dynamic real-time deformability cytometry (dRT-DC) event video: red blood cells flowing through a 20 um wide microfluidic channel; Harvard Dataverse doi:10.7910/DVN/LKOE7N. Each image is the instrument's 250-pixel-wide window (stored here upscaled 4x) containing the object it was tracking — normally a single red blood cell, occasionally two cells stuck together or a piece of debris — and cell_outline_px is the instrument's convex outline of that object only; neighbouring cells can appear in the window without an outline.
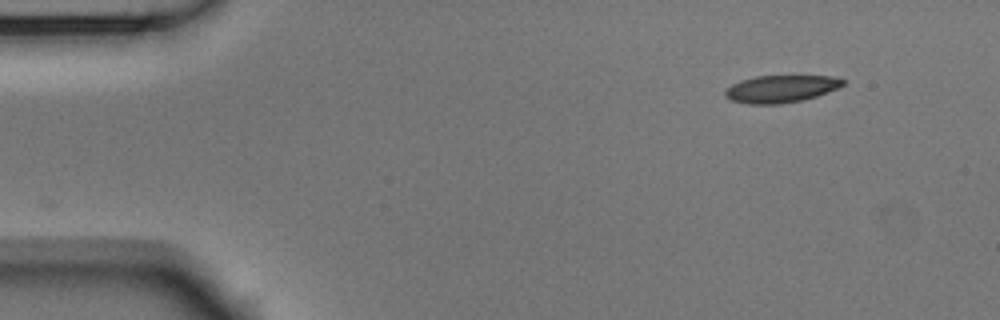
{"species": "Egyptian fruit bat (a non-hibernating species)", "species_latin": "Rousettus aegyptiacus", "temperature_condition": "room temperature", "stored_images_in_passage": 49, "camera_frame_rate_fps": 3000, "um_per_image_px": 0.085, "animal": {"sex": "male"}, "frame": {"image": 1, "passage_image": 1, "time_ms": 0.0, "image_size_px": [1000, 320], "cell_outline_px": [[844, 84], [836, 88], [816, 96], [800, 100], [780, 104], [748, 104], [732, 100], [724, 96], [724, 92], [732, 84], [740, 80], [756, 76], [832, 76], [844, 80]], "centroid_in_image_um": [66.33, 7.55], "position_along_channel_um": 18.7, "area_um2": 18.5}}
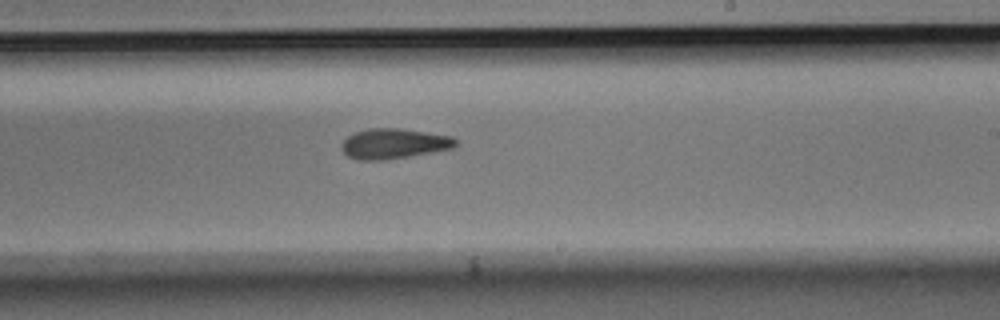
{"frame": {"image": 2, "passage_image": 27, "time_ms": 8.667, "image_size_px": [1000, 320], "cell_outline_px": [[460, 140], [452, 148], [432, 152], [408, 156], [380, 160], [356, 160], [348, 156], [340, 148], [340, 144], [352, 132], [368, 128], [400, 128], [452, 136]], "centroid_in_image_um": [33.45, 12.19], "position_along_channel_um": 255.5, "area_um2": 20.17}}
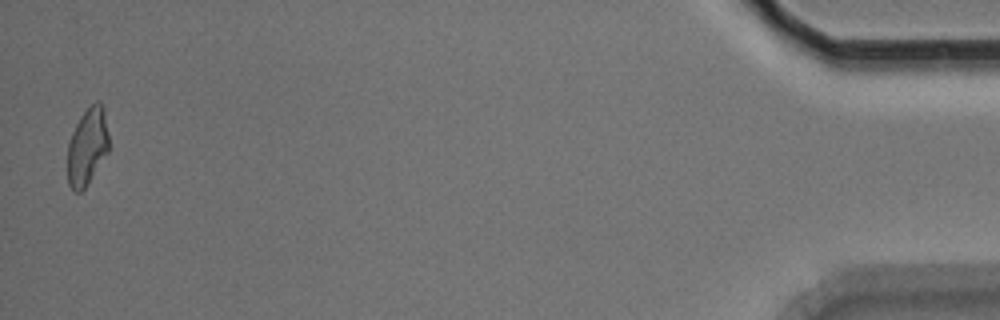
{"frame": {"image": 3, "passage_image": 48, "time_ms": 15.667, "image_size_px": [1000, 320], "cell_outline_px": [[108, 152], [88, 184], [80, 192], [76, 192], [68, 184], [68, 144], [72, 132], [80, 116], [96, 100], [100, 100], [104, 104], [108, 136]], "centroid_in_image_um": [7.44, 12.43], "position_along_channel_um": 427.8, "area_um2": 18.61}, "authors_computed_cell_mechanics": {"area_um2": 19.5942, "velocity_mm_per_s": 3.7598, "shape_relaxation_time_tau1_ms": 6.2147, "shape_relaxation_time_tau2_ms": 4.6518, "deformation_change_tau1": 0.1491, "deformation_change_tau2": 0.1245}}